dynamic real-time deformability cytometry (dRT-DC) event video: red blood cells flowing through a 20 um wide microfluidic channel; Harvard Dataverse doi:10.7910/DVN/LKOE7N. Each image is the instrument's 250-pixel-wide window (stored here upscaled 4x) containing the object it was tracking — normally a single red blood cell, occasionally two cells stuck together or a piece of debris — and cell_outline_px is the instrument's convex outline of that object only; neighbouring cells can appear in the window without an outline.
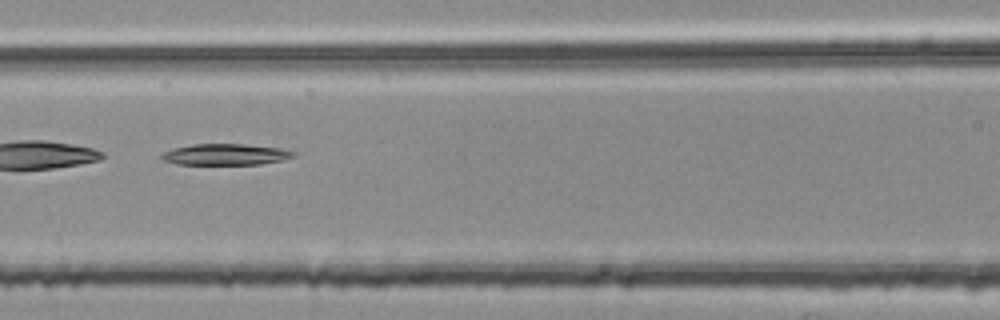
{"species": "common noctule bat (a hibernating species)", "species_latin": "Nyctalus noctula", "temperature_condition": "room temperature", "stored_images_in_passage": 52, "segment_of_instrument_passage": [2, 2], "camera_frame_rate_fps": 3000, "um_per_image_px": 0.085, "animal": {"sex": "female", "body_mass_g": 25.1}, "frame": {"image": 1, "passage_image": 23, "time_ms": 7.333, "image_size_px": [1000, 320], "cell_outline_px": [[296, 152], [292, 156], [284, 160], [260, 164], [176, 164], [164, 160], [160, 156], [164, 152], [172, 148], [192, 144], [244, 144], [280, 148]], "centroid_in_image_um": [19.15, 13.12], "position_along_channel_um": 147.4, "area_um2": 16.18}}
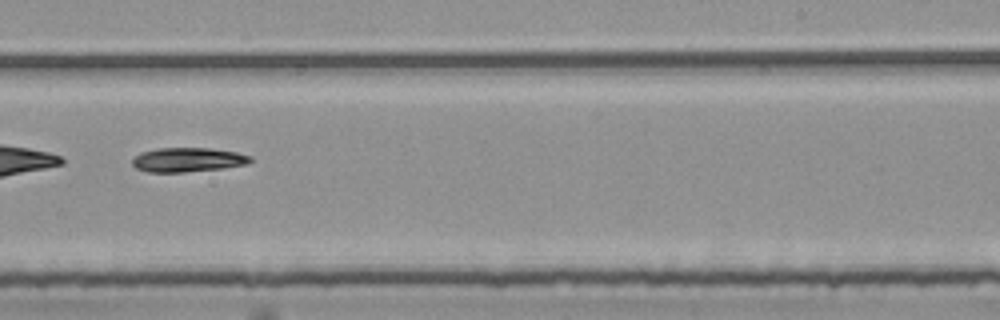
{"frame": {"image": 2, "passage_image": 33, "time_ms": 10.667, "image_size_px": [1000, 320], "cell_outline_px": [[252, 160], [248, 164], [224, 168], [184, 172], [148, 172], [136, 168], [132, 164], [132, 156], [140, 152], [156, 148], [208, 148], [236, 152], [252, 156]], "centroid_in_image_um": [15.94, 13.58], "position_along_channel_um": 273.1, "area_um2": 16.88}}
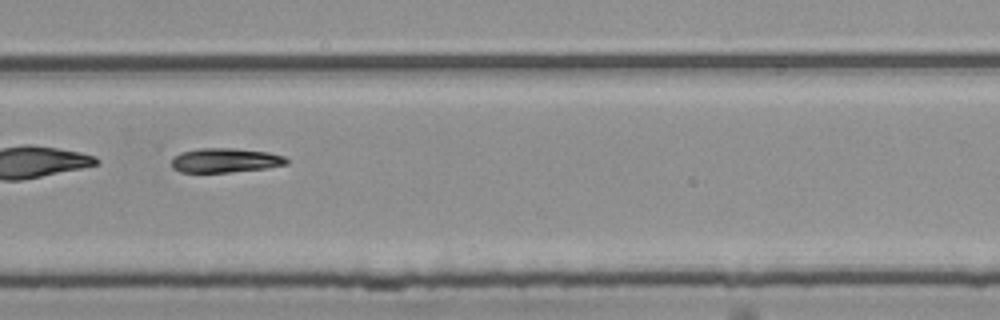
{"frame": {"image": 3, "passage_image": 36, "time_ms": 11.667, "image_size_px": [1000, 320], "cell_outline_px": [[288, 164], [268, 168], [228, 172], [180, 172], [172, 168], [172, 156], [180, 152], [200, 148], [236, 148], [268, 152], [284, 156], [288, 160]], "centroid_in_image_um": [19.14, 13.62], "position_along_channel_um": 310.7, "area_um2": 16.47}}